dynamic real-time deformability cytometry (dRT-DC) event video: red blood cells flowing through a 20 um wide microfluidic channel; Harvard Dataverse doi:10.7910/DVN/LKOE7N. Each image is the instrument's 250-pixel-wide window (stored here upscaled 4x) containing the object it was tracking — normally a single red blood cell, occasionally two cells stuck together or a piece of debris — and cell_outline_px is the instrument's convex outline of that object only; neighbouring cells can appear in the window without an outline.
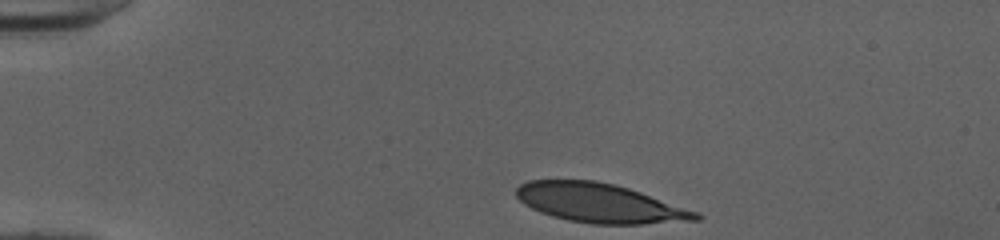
{"species": "human", "species_latin": "Homo sapiens", "temperature_condition": "cold", "stored_images_in_passage": 34, "camera_frame_rate_fps": 3000, "um_per_image_px": 0.085, "donor": {"sex": "female"}, "frame": {"image": 1, "passage_image": 1, "time_ms": 0.0, "image_size_px": [1000, 240], "cell_outline_px": [[704, 216], [700, 220], [640, 224], [592, 224], [568, 220], [552, 216], [540, 212], [524, 204], [516, 196], [516, 188], [520, 184], [528, 180], [596, 180], [628, 188], [700, 212]], "centroid_in_image_um": [51.0, 17.26], "position_along_channel_um": 34.0, "area_um2": 40.98}}
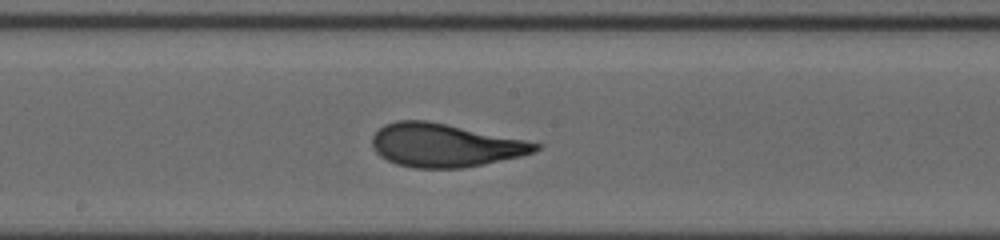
{"frame": {"image": 2, "passage_image": 19, "time_ms": 6.0, "image_size_px": [1000, 240], "cell_outline_px": [[544, 144], [540, 148], [532, 152], [520, 156], [484, 164], [464, 168], [412, 168], [396, 164], [380, 156], [376, 152], [372, 144], [372, 136], [384, 124], [396, 120], [428, 120], [448, 124]], "centroid_in_image_um": [37.79, 12.34], "position_along_channel_um": 210.4, "area_um2": 41.21}}
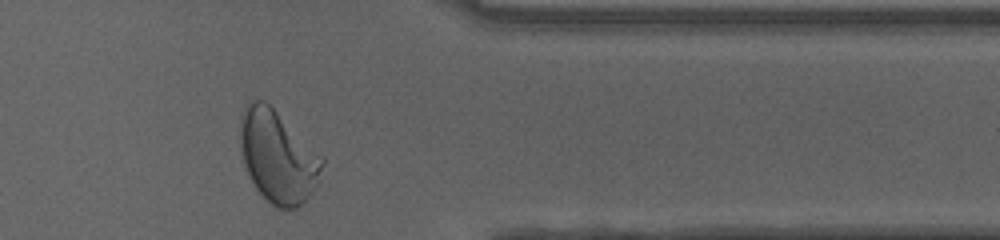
{"frame": {"image": 3, "passage_image": 33, "time_ms": 10.667, "image_size_px": [1000, 240], "cell_outline_px": [[324, 164], [320, 184], [296, 208], [276, 208], [256, 188], [248, 176], [244, 164], [240, 148], [240, 116], [248, 100], [264, 100], [324, 156]], "centroid_in_image_um": [23.63, 13.3], "position_along_channel_um": 387.8, "area_um2": 44.33}, "authors_computed_cell_mechanics": {"area_um2": 41.1825, "velocity_mm_per_s": 4.0026, "shape_relaxation_time_tau1_ms": 4.1282, "shape_relaxation_time_tau2_ms": null, "deformation_change_tau1": 0.192, "deformation_change_tau2": null}}